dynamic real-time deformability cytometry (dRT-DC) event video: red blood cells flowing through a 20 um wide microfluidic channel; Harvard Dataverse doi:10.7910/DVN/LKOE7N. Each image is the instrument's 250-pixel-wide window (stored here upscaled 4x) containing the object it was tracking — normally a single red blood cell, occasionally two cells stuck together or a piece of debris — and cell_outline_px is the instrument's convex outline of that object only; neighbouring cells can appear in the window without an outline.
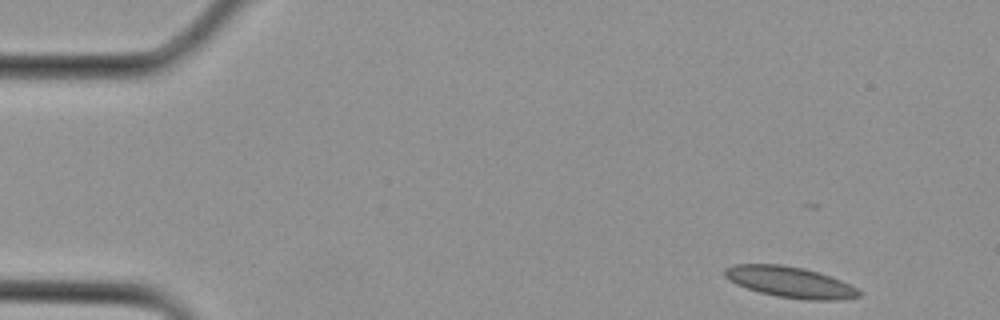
{"species": "Egyptian fruit bat (a non-hibernating species)", "species_latin": "Rousettus aegyptiacus", "temperature_condition": "cold", "stored_images_in_passage": 2, "camera_frame_rate_fps": 3000, "um_per_image_px": 0.085, "animal": {"sex": "female"}, "frame": {"image": 1, "passage_image": 2, "time_ms": 0.333, "image_size_px": [1000, 320], "cell_outline_px": [[864, 292], [860, 296], [836, 300], [808, 300], [776, 296], [760, 292], [736, 284], [724, 276], [724, 268], [732, 264], [780, 264], [804, 268], [840, 280]], "centroid_in_image_um": [67.14, 23.97], "position_along_channel_um": 17.9, "area_um2": 24.04}}